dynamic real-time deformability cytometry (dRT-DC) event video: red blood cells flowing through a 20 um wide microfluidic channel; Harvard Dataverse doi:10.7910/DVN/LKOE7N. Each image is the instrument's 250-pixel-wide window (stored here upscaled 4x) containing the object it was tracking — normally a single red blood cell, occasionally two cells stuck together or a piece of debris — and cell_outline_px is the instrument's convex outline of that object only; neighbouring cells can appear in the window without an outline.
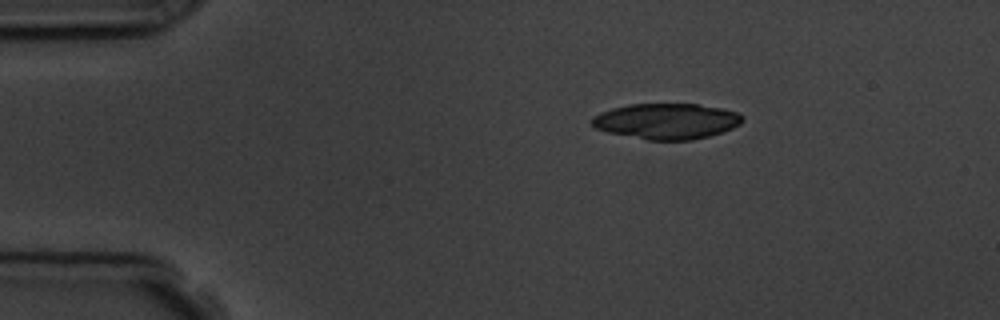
{"species": "common noctule bat (a hibernating species)", "species_latin": "Nyctalus noctula", "temperature_condition": "room temperature", "stored_images_in_passage": 6, "segment_of_instrument_passage": [2, 2], "camera_frame_rate_fps": 3000, "um_per_image_px": 0.085, "animal": {"sex": "male", "body_mass_g": 19.5, "forearm_length_mm": 54.6}, "frame": {"image": 1, "passage_image": 6, "time_ms": 7.333, "image_size_px": [1000, 320], "cell_outline_px": [[744, 120], [740, 124], [732, 128], [708, 136], [692, 140], [648, 140], [608, 132], [596, 128], [592, 124], [592, 116], [600, 112], [612, 108], [628, 104], [696, 104], [724, 108], [736, 112], [744, 116]], "centroid_in_image_um": [56.67, 10.29], "position_along_channel_um": 28.3, "area_um2": 31.33}}